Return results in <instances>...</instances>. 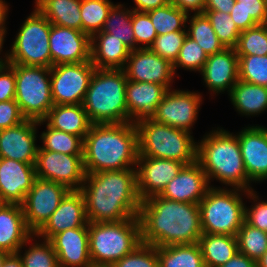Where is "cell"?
<instances>
[{"label":"cell","mask_w":267,"mask_h":267,"mask_svg":"<svg viewBox=\"0 0 267 267\" xmlns=\"http://www.w3.org/2000/svg\"><path fill=\"white\" fill-rule=\"evenodd\" d=\"M79 191L89 222H119L139 215L136 168L86 173Z\"/></svg>","instance_id":"6da1fadb"},{"label":"cell","mask_w":267,"mask_h":267,"mask_svg":"<svg viewBox=\"0 0 267 267\" xmlns=\"http://www.w3.org/2000/svg\"><path fill=\"white\" fill-rule=\"evenodd\" d=\"M138 217L143 244L155 247L194 244L203 235L199 204L155 195L141 201Z\"/></svg>","instance_id":"7a4b0ae2"},{"label":"cell","mask_w":267,"mask_h":267,"mask_svg":"<svg viewBox=\"0 0 267 267\" xmlns=\"http://www.w3.org/2000/svg\"><path fill=\"white\" fill-rule=\"evenodd\" d=\"M138 156L135 122L92 124L83 139L85 173L136 168Z\"/></svg>","instance_id":"3957f363"},{"label":"cell","mask_w":267,"mask_h":267,"mask_svg":"<svg viewBox=\"0 0 267 267\" xmlns=\"http://www.w3.org/2000/svg\"><path fill=\"white\" fill-rule=\"evenodd\" d=\"M197 162L209 183L216 179L225 186L251 191L236 134L223 128L212 129L197 142ZM211 180V181H210Z\"/></svg>","instance_id":"277c9868"},{"label":"cell","mask_w":267,"mask_h":267,"mask_svg":"<svg viewBox=\"0 0 267 267\" xmlns=\"http://www.w3.org/2000/svg\"><path fill=\"white\" fill-rule=\"evenodd\" d=\"M127 77L123 69H95L83 100L92 124L127 123Z\"/></svg>","instance_id":"5b68a950"},{"label":"cell","mask_w":267,"mask_h":267,"mask_svg":"<svg viewBox=\"0 0 267 267\" xmlns=\"http://www.w3.org/2000/svg\"><path fill=\"white\" fill-rule=\"evenodd\" d=\"M138 130V157L176 160L184 165L197 161V142L191 133L142 118L135 122Z\"/></svg>","instance_id":"8992f818"},{"label":"cell","mask_w":267,"mask_h":267,"mask_svg":"<svg viewBox=\"0 0 267 267\" xmlns=\"http://www.w3.org/2000/svg\"><path fill=\"white\" fill-rule=\"evenodd\" d=\"M89 253L92 263L113 265L141 243L139 217L119 222L88 223Z\"/></svg>","instance_id":"52a82bcc"},{"label":"cell","mask_w":267,"mask_h":267,"mask_svg":"<svg viewBox=\"0 0 267 267\" xmlns=\"http://www.w3.org/2000/svg\"><path fill=\"white\" fill-rule=\"evenodd\" d=\"M242 193L247 191L214 186L208 190L199 202L203 233L237 236L245 221Z\"/></svg>","instance_id":"ba28073f"},{"label":"cell","mask_w":267,"mask_h":267,"mask_svg":"<svg viewBox=\"0 0 267 267\" xmlns=\"http://www.w3.org/2000/svg\"><path fill=\"white\" fill-rule=\"evenodd\" d=\"M9 64L14 67L15 100L23 117L34 121L44 120L54 106L50 68Z\"/></svg>","instance_id":"9c48e42d"},{"label":"cell","mask_w":267,"mask_h":267,"mask_svg":"<svg viewBox=\"0 0 267 267\" xmlns=\"http://www.w3.org/2000/svg\"><path fill=\"white\" fill-rule=\"evenodd\" d=\"M51 23L36 8L25 19L8 53V63L51 68Z\"/></svg>","instance_id":"30bf717a"},{"label":"cell","mask_w":267,"mask_h":267,"mask_svg":"<svg viewBox=\"0 0 267 267\" xmlns=\"http://www.w3.org/2000/svg\"><path fill=\"white\" fill-rule=\"evenodd\" d=\"M95 69L91 61L52 66L50 79L53 104H82Z\"/></svg>","instance_id":"8fae6325"},{"label":"cell","mask_w":267,"mask_h":267,"mask_svg":"<svg viewBox=\"0 0 267 267\" xmlns=\"http://www.w3.org/2000/svg\"><path fill=\"white\" fill-rule=\"evenodd\" d=\"M70 190L63 184L36 177L21 204L28 229L36 234Z\"/></svg>","instance_id":"7c38bea8"},{"label":"cell","mask_w":267,"mask_h":267,"mask_svg":"<svg viewBox=\"0 0 267 267\" xmlns=\"http://www.w3.org/2000/svg\"><path fill=\"white\" fill-rule=\"evenodd\" d=\"M36 177L65 185L69 190H80L85 169L83 155H68L43 150L40 145L35 162Z\"/></svg>","instance_id":"4fadbf2b"},{"label":"cell","mask_w":267,"mask_h":267,"mask_svg":"<svg viewBox=\"0 0 267 267\" xmlns=\"http://www.w3.org/2000/svg\"><path fill=\"white\" fill-rule=\"evenodd\" d=\"M202 101L199 92L168 89L150 118L157 123L192 133Z\"/></svg>","instance_id":"5bb4252c"},{"label":"cell","mask_w":267,"mask_h":267,"mask_svg":"<svg viewBox=\"0 0 267 267\" xmlns=\"http://www.w3.org/2000/svg\"><path fill=\"white\" fill-rule=\"evenodd\" d=\"M123 70L127 80L157 83L172 89L171 84L175 77L173 64L149 48L130 51Z\"/></svg>","instance_id":"9a60e30c"},{"label":"cell","mask_w":267,"mask_h":267,"mask_svg":"<svg viewBox=\"0 0 267 267\" xmlns=\"http://www.w3.org/2000/svg\"><path fill=\"white\" fill-rule=\"evenodd\" d=\"M49 48L51 67L91 61V37L83 31L52 24Z\"/></svg>","instance_id":"2e32d148"},{"label":"cell","mask_w":267,"mask_h":267,"mask_svg":"<svg viewBox=\"0 0 267 267\" xmlns=\"http://www.w3.org/2000/svg\"><path fill=\"white\" fill-rule=\"evenodd\" d=\"M184 166L176 160L138 157L137 192L141 201L159 195Z\"/></svg>","instance_id":"e0dca14e"},{"label":"cell","mask_w":267,"mask_h":267,"mask_svg":"<svg viewBox=\"0 0 267 267\" xmlns=\"http://www.w3.org/2000/svg\"><path fill=\"white\" fill-rule=\"evenodd\" d=\"M37 121L25 119L20 124L0 130V158L35 165L38 145Z\"/></svg>","instance_id":"ac0fdd59"},{"label":"cell","mask_w":267,"mask_h":267,"mask_svg":"<svg viewBox=\"0 0 267 267\" xmlns=\"http://www.w3.org/2000/svg\"><path fill=\"white\" fill-rule=\"evenodd\" d=\"M236 135L248 179L255 183L266 180L267 128L250 125Z\"/></svg>","instance_id":"d6986e66"},{"label":"cell","mask_w":267,"mask_h":267,"mask_svg":"<svg viewBox=\"0 0 267 267\" xmlns=\"http://www.w3.org/2000/svg\"><path fill=\"white\" fill-rule=\"evenodd\" d=\"M35 178V165L0 158V203L21 205Z\"/></svg>","instance_id":"ffe728a7"},{"label":"cell","mask_w":267,"mask_h":267,"mask_svg":"<svg viewBox=\"0 0 267 267\" xmlns=\"http://www.w3.org/2000/svg\"><path fill=\"white\" fill-rule=\"evenodd\" d=\"M209 184L206 173L196 161L184 165L159 195L178 202L199 204L212 187Z\"/></svg>","instance_id":"44dd1931"},{"label":"cell","mask_w":267,"mask_h":267,"mask_svg":"<svg viewBox=\"0 0 267 267\" xmlns=\"http://www.w3.org/2000/svg\"><path fill=\"white\" fill-rule=\"evenodd\" d=\"M200 74L211 94L225 90L229 94L239 80V57L235 48H224L209 55Z\"/></svg>","instance_id":"7402d4cb"},{"label":"cell","mask_w":267,"mask_h":267,"mask_svg":"<svg viewBox=\"0 0 267 267\" xmlns=\"http://www.w3.org/2000/svg\"><path fill=\"white\" fill-rule=\"evenodd\" d=\"M85 200L79 190H70L45 225L35 234L50 240L55 234L72 228L88 226Z\"/></svg>","instance_id":"603a6c76"},{"label":"cell","mask_w":267,"mask_h":267,"mask_svg":"<svg viewBox=\"0 0 267 267\" xmlns=\"http://www.w3.org/2000/svg\"><path fill=\"white\" fill-rule=\"evenodd\" d=\"M49 241L56 252L59 267H89L92 264L88 226L61 231Z\"/></svg>","instance_id":"cb8c5ba5"},{"label":"cell","mask_w":267,"mask_h":267,"mask_svg":"<svg viewBox=\"0 0 267 267\" xmlns=\"http://www.w3.org/2000/svg\"><path fill=\"white\" fill-rule=\"evenodd\" d=\"M167 90L165 86L157 83L127 80L125 97L128 122L150 118L157 110Z\"/></svg>","instance_id":"d4e9b609"},{"label":"cell","mask_w":267,"mask_h":267,"mask_svg":"<svg viewBox=\"0 0 267 267\" xmlns=\"http://www.w3.org/2000/svg\"><path fill=\"white\" fill-rule=\"evenodd\" d=\"M33 235L28 229L20 204L0 205V250L17 253Z\"/></svg>","instance_id":"484cf974"},{"label":"cell","mask_w":267,"mask_h":267,"mask_svg":"<svg viewBox=\"0 0 267 267\" xmlns=\"http://www.w3.org/2000/svg\"><path fill=\"white\" fill-rule=\"evenodd\" d=\"M130 49L107 32H97L91 37V62L97 69H123Z\"/></svg>","instance_id":"4316f807"},{"label":"cell","mask_w":267,"mask_h":267,"mask_svg":"<svg viewBox=\"0 0 267 267\" xmlns=\"http://www.w3.org/2000/svg\"><path fill=\"white\" fill-rule=\"evenodd\" d=\"M44 122L53 129L79 136L82 140L92 125L82 104L54 105L47 117L37 121V124L41 126Z\"/></svg>","instance_id":"83f0119b"},{"label":"cell","mask_w":267,"mask_h":267,"mask_svg":"<svg viewBox=\"0 0 267 267\" xmlns=\"http://www.w3.org/2000/svg\"><path fill=\"white\" fill-rule=\"evenodd\" d=\"M34 7L51 24L82 31L81 0H35Z\"/></svg>","instance_id":"f1b7e54d"},{"label":"cell","mask_w":267,"mask_h":267,"mask_svg":"<svg viewBox=\"0 0 267 267\" xmlns=\"http://www.w3.org/2000/svg\"><path fill=\"white\" fill-rule=\"evenodd\" d=\"M242 116H256L267 110V87L238 80L228 94Z\"/></svg>","instance_id":"f546056e"},{"label":"cell","mask_w":267,"mask_h":267,"mask_svg":"<svg viewBox=\"0 0 267 267\" xmlns=\"http://www.w3.org/2000/svg\"><path fill=\"white\" fill-rule=\"evenodd\" d=\"M198 243L205 267H220L238 252L236 236L203 233Z\"/></svg>","instance_id":"4dcf8cb0"},{"label":"cell","mask_w":267,"mask_h":267,"mask_svg":"<svg viewBox=\"0 0 267 267\" xmlns=\"http://www.w3.org/2000/svg\"><path fill=\"white\" fill-rule=\"evenodd\" d=\"M159 267H205L199 243L157 247Z\"/></svg>","instance_id":"1f68e13d"},{"label":"cell","mask_w":267,"mask_h":267,"mask_svg":"<svg viewBox=\"0 0 267 267\" xmlns=\"http://www.w3.org/2000/svg\"><path fill=\"white\" fill-rule=\"evenodd\" d=\"M123 4H114L108 13L103 32L120 39L131 51L136 49V41L132 28L133 9H126Z\"/></svg>","instance_id":"d6a6232c"},{"label":"cell","mask_w":267,"mask_h":267,"mask_svg":"<svg viewBox=\"0 0 267 267\" xmlns=\"http://www.w3.org/2000/svg\"><path fill=\"white\" fill-rule=\"evenodd\" d=\"M190 15L191 13L187 17L190 24L187 29V36L196 41L207 56L221 52L225 47L219 41L207 16L204 13H193L191 17Z\"/></svg>","instance_id":"836d02e7"},{"label":"cell","mask_w":267,"mask_h":267,"mask_svg":"<svg viewBox=\"0 0 267 267\" xmlns=\"http://www.w3.org/2000/svg\"><path fill=\"white\" fill-rule=\"evenodd\" d=\"M229 14L240 31L266 24L267 0H236Z\"/></svg>","instance_id":"e575fe53"},{"label":"cell","mask_w":267,"mask_h":267,"mask_svg":"<svg viewBox=\"0 0 267 267\" xmlns=\"http://www.w3.org/2000/svg\"><path fill=\"white\" fill-rule=\"evenodd\" d=\"M146 13L149 15L157 35L175 31H187L188 14L171 3Z\"/></svg>","instance_id":"d590c367"},{"label":"cell","mask_w":267,"mask_h":267,"mask_svg":"<svg viewBox=\"0 0 267 267\" xmlns=\"http://www.w3.org/2000/svg\"><path fill=\"white\" fill-rule=\"evenodd\" d=\"M46 130L40 135L43 150H50L68 155H83V140L76 135L59 131L46 122Z\"/></svg>","instance_id":"8d00e7d4"},{"label":"cell","mask_w":267,"mask_h":267,"mask_svg":"<svg viewBox=\"0 0 267 267\" xmlns=\"http://www.w3.org/2000/svg\"><path fill=\"white\" fill-rule=\"evenodd\" d=\"M113 5L111 0H81L82 31L90 37L102 31Z\"/></svg>","instance_id":"74e56055"},{"label":"cell","mask_w":267,"mask_h":267,"mask_svg":"<svg viewBox=\"0 0 267 267\" xmlns=\"http://www.w3.org/2000/svg\"><path fill=\"white\" fill-rule=\"evenodd\" d=\"M36 235L33 234L17 252L22 259L23 267H59L58 258L52 243L49 240H44L39 243L38 241L30 244V241H34ZM34 238V239H33ZM27 243L31 246L29 249L21 255V249L27 246Z\"/></svg>","instance_id":"f35d334b"},{"label":"cell","mask_w":267,"mask_h":267,"mask_svg":"<svg viewBox=\"0 0 267 267\" xmlns=\"http://www.w3.org/2000/svg\"><path fill=\"white\" fill-rule=\"evenodd\" d=\"M238 252L257 261L267 251V232L245 221L237 233Z\"/></svg>","instance_id":"ab89813d"},{"label":"cell","mask_w":267,"mask_h":267,"mask_svg":"<svg viewBox=\"0 0 267 267\" xmlns=\"http://www.w3.org/2000/svg\"><path fill=\"white\" fill-rule=\"evenodd\" d=\"M235 50L237 55H267V25L258 24L241 31Z\"/></svg>","instance_id":"60d3db41"},{"label":"cell","mask_w":267,"mask_h":267,"mask_svg":"<svg viewBox=\"0 0 267 267\" xmlns=\"http://www.w3.org/2000/svg\"><path fill=\"white\" fill-rule=\"evenodd\" d=\"M214 32L225 48H235L241 31L233 22L230 14L221 11L204 10Z\"/></svg>","instance_id":"b9f144b4"},{"label":"cell","mask_w":267,"mask_h":267,"mask_svg":"<svg viewBox=\"0 0 267 267\" xmlns=\"http://www.w3.org/2000/svg\"><path fill=\"white\" fill-rule=\"evenodd\" d=\"M239 80L267 87V55H238Z\"/></svg>","instance_id":"7bdbcfd3"},{"label":"cell","mask_w":267,"mask_h":267,"mask_svg":"<svg viewBox=\"0 0 267 267\" xmlns=\"http://www.w3.org/2000/svg\"><path fill=\"white\" fill-rule=\"evenodd\" d=\"M208 56L196 41L186 36L180 49L179 55L173 69L176 74L177 68H184L190 71L201 72Z\"/></svg>","instance_id":"ee69618b"},{"label":"cell","mask_w":267,"mask_h":267,"mask_svg":"<svg viewBox=\"0 0 267 267\" xmlns=\"http://www.w3.org/2000/svg\"><path fill=\"white\" fill-rule=\"evenodd\" d=\"M186 36L187 31H175L164 35H157L149 49L174 64Z\"/></svg>","instance_id":"f6af8a7d"},{"label":"cell","mask_w":267,"mask_h":267,"mask_svg":"<svg viewBox=\"0 0 267 267\" xmlns=\"http://www.w3.org/2000/svg\"><path fill=\"white\" fill-rule=\"evenodd\" d=\"M113 265L115 267H159L157 247L141 243L133 252Z\"/></svg>","instance_id":"bcb514c9"},{"label":"cell","mask_w":267,"mask_h":267,"mask_svg":"<svg viewBox=\"0 0 267 267\" xmlns=\"http://www.w3.org/2000/svg\"><path fill=\"white\" fill-rule=\"evenodd\" d=\"M131 24L135 36L136 49L149 48L157 37L149 15L146 12L133 11Z\"/></svg>","instance_id":"7dc6e473"},{"label":"cell","mask_w":267,"mask_h":267,"mask_svg":"<svg viewBox=\"0 0 267 267\" xmlns=\"http://www.w3.org/2000/svg\"><path fill=\"white\" fill-rule=\"evenodd\" d=\"M245 196L256 202L251 205L250 209L245 206V222L255 228L267 232V201H258L259 197L254 190L247 191Z\"/></svg>","instance_id":"c3c4849f"},{"label":"cell","mask_w":267,"mask_h":267,"mask_svg":"<svg viewBox=\"0 0 267 267\" xmlns=\"http://www.w3.org/2000/svg\"><path fill=\"white\" fill-rule=\"evenodd\" d=\"M24 120L15 99L0 102V130L16 126Z\"/></svg>","instance_id":"681fc988"},{"label":"cell","mask_w":267,"mask_h":267,"mask_svg":"<svg viewBox=\"0 0 267 267\" xmlns=\"http://www.w3.org/2000/svg\"><path fill=\"white\" fill-rule=\"evenodd\" d=\"M16 78L14 67L6 64L0 67V102L15 99Z\"/></svg>","instance_id":"f907efd6"},{"label":"cell","mask_w":267,"mask_h":267,"mask_svg":"<svg viewBox=\"0 0 267 267\" xmlns=\"http://www.w3.org/2000/svg\"><path fill=\"white\" fill-rule=\"evenodd\" d=\"M206 0H170V3L180 10L190 14L189 12L203 13Z\"/></svg>","instance_id":"816d5d0a"},{"label":"cell","mask_w":267,"mask_h":267,"mask_svg":"<svg viewBox=\"0 0 267 267\" xmlns=\"http://www.w3.org/2000/svg\"><path fill=\"white\" fill-rule=\"evenodd\" d=\"M136 7H133V11L148 12L150 10L166 6L170 3V0H133Z\"/></svg>","instance_id":"f5cc1de1"},{"label":"cell","mask_w":267,"mask_h":267,"mask_svg":"<svg viewBox=\"0 0 267 267\" xmlns=\"http://www.w3.org/2000/svg\"><path fill=\"white\" fill-rule=\"evenodd\" d=\"M220 267H257L256 261L245 254L237 252L230 260Z\"/></svg>","instance_id":"db71d44e"},{"label":"cell","mask_w":267,"mask_h":267,"mask_svg":"<svg viewBox=\"0 0 267 267\" xmlns=\"http://www.w3.org/2000/svg\"><path fill=\"white\" fill-rule=\"evenodd\" d=\"M236 0H206L204 10L221 11L230 13Z\"/></svg>","instance_id":"11a10c76"},{"label":"cell","mask_w":267,"mask_h":267,"mask_svg":"<svg viewBox=\"0 0 267 267\" xmlns=\"http://www.w3.org/2000/svg\"><path fill=\"white\" fill-rule=\"evenodd\" d=\"M2 267H23V262L18 253H9L6 256Z\"/></svg>","instance_id":"9f6ffc18"},{"label":"cell","mask_w":267,"mask_h":267,"mask_svg":"<svg viewBox=\"0 0 267 267\" xmlns=\"http://www.w3.org/2000/svg\"><path fill=\"white\" fill-rule=\"evenodd\" d=\"M8 10H9V6L6 3V1L0 0V31H7L5 22L7 20L6 18L8 17Z\"/></svg>","instance_id":"6f0895ef"},{"label":"cell","mask_w":267,"mask_h":267,"mask_svg":"<svg viewBox=\"0 0 267 267\" xmlns=\"http://www.w3.org/2000/svg\"><path fill=\"white\" fill-rule=\"evenodd\" d=\"M7 31H0V54L2 52V48H3V44H4V40L6 37ZM5 58H0V62H8V53H5Z\"/></svg>","instance_id":"680465c9"},{"label":"cell","mask_w":267,"mask_h":267,"mask_svg":"<svg viewBox=\"0 0 267 267\" xmlns=\"http://www.w3.org/2000/svg\"><path fill=\"white\" fill-rule=\"evenodd\" d=\"M257 267H267V251L256 261Z\"/></svg>","instance_id":"91938a15"},{"label":"cell","mask_w":267,"mask_h":267,"mask_svg":"<svg viewBox=\"0 0 267 267\" xmlns=\"http://www.w3.org/2000/svg\"><path fill=\"white\" fill-rule=\"evenodd\" d=\"M8 254V252L0 250V267H2V264Z\"/></svg>","instance_id":"94428289"},{"label":"cell","mask_w":267,"mask_h":267,"mask_svg":"<svg viewBox=\"0 0 267 267\" xmlns=\"http://www.w3.org/2000/svg\"><path fill=\"white\" fill-rule=\"evenodd\" d=\"M89 267H115L114 265H108V264H94L92 263Z\"/></svg>","instance_id":"6125c7cd"},{"label":"cell","mask_w":267,"mask_h":267,"mask_svg":"<svg viewBox=\"0 0 267 267\" xmlns=\"http://www.w3.org/2000/svg\"><path fill=\"white\" fill-rule=\"evenodd\" d=\"M6 64H8V62H0V67Z\"/></svg>","instance_id":"be15d7a7"}]
</instances>
